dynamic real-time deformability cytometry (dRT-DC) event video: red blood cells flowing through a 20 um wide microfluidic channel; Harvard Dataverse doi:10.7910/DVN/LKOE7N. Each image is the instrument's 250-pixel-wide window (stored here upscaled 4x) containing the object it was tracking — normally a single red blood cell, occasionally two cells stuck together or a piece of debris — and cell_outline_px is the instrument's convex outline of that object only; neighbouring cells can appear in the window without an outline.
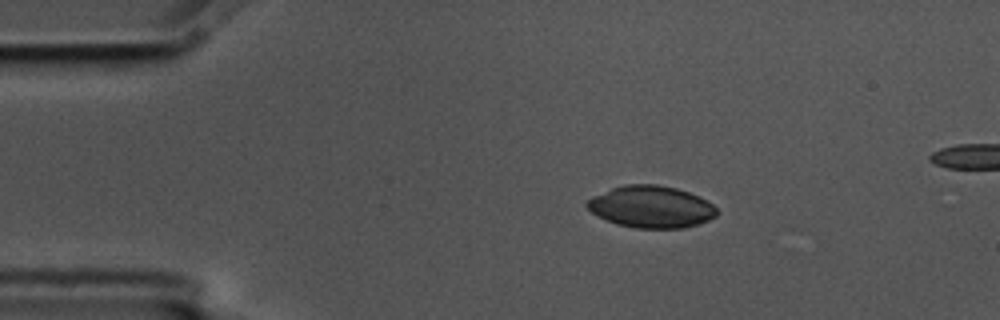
{"species": "common noctule bat (a hibernating species)", "species_latin": "Nyctalus noctula", "temperature_condition": "cold", "stored_images_in_passage": 9, "camera_frame_rate_fps": 3000, "um_per_image_px": 0.085, "animal": {"sex": "male", "body_mass_g": 17.5, "forearm_length_mm": 52.3}, "frame": {"image": 1, "passage_image": 1, "time_ms": 0.0, "image_size_px": [1000, 320], "cell_outline_px": [[716, 216], [700, 224], [684, 228], [636, 228], [616, 224], [596, 216], [584, 204], [592, 196], [612, 188], [624, 184], [656, 184], [676, 188], [700, 196], [712, 204], [716, 208]], "centroid_in_image_um": [55.33, 17.58], "position_along_channel_um": 29.7, "area_um2": 31.85}}
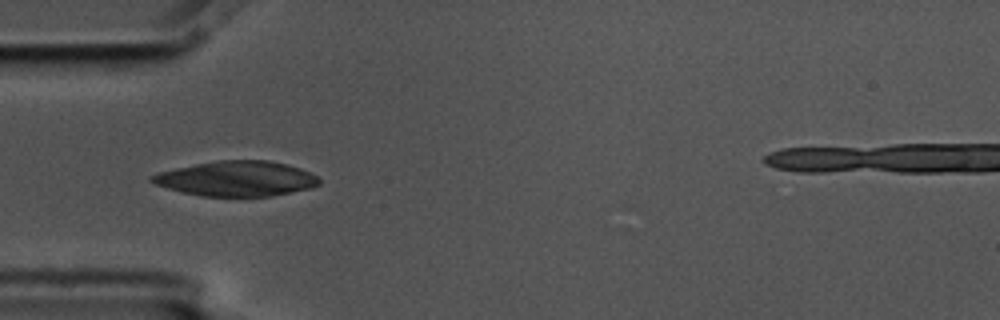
{"frame": {"image": 2, "passage_image": 3, "time_ms": 0.667, "image_size_px": [1000, 320], "cell_outline_px": [[320, 184], [312, 188], [272, 196], [200, 196], [168, 188], [156, 184], [148, 180], [148, 176], [160, 172], [176, 168], [216, 160], [268, 160], [288, 164], [300, 168], [316, 176], [320, 180]], "centroid_in_image_um": [20.12, 15.18], "position_along_channel_um": 64.9, "area_um2": 34.16}}